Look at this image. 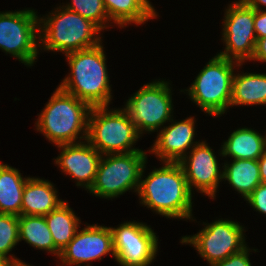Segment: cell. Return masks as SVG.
I'll use <instances>...</instances> for the list:
<instances>
[{
    "label": "cell",
    "mask_w": 266,
    "mask_h": 266,
    "mask_svg": "<svg viewBox=\"0 0 266 266\" xmlns=\"http://www.w3.org/2000/svg\"><path fill=\"white\" fill-rule=\"evenodd\" d=\"M64 7L90 20L101 31L109 27V22L110 25L113 23L107 15L103 0H71Z\"/></svg>",
    "instance_id": "obj_25"
},
{
    "label": "cell",
    "mask_w": 266,
    "mask_h": 266,
    "mask_svg": "<svg viewBox=\"0 0 266 266\" xmlns=\"http://www.w3.org/2000/svg\"><path fill=\"white\" fill-rule=\"evenodd\" d=\"M57 147L62 151L55 159V164L74 178L77 186L88 191L95 180L102 155L87 140Z\"/></svg>",
    "instance_id": "obj_15"
},
{
    "label": "cell",
    "mask_w": 266,
    "mask_h": 266,
    "mask_svg": "<svg viewBox=\"0 0 266 266\" xmlns=\"http://www.w3.org/2000/svg\"><path fill=\"white\" fill-rule=\"evenodd\" d=\"M171 124L163 126L157 134L153 146L149 150L160 161L179 162L200 141H193L195 137V118L187 117L181 121L170 120Z\"/></svg>",
    "instance_id": "obj_16"
},
{
    "label": "cell",
    "mask_w": 266,
    "mask_h": 266,
    "mask_svg": "<svg viewBox=\"0 0 266 266\" xmlns=\"http://www.w3.org/2000/svg\"><path fill=\"white\" fill-rule=\"evenodd\" d=\"M42 110L35 126L49 142L59 146L87 140L91 107L86 102L57 87Z\"/></svg>",
    "instance_id": "obj_3"
},
{
    "label": "cell",
    "mask_w": 266,
    "mask_h": 266,
    "mask_svg": "<svg viewBox=\"0 0 266 266\" xmlns=\"http://www.w3.org/2000/svg\"><path fill=\"white\" fill-rule=\"evenodd\" d=\"M266 105V74L234 73L230 107Z\"/></svg>",
    "instance_id": "obj_20"
},
{
    "label": "cell",
    "mask_w": 266,
    "mask_h": 266,
    "mask_svg": "<svg viewBox=\"0 0 266 266\" xmlns=\"http://www.w3.org/2000/svg\"><path fill=\"white\" fill-rule=\"evenodd\" d=\"M254 31L257 40L266 37V10H255Z\"/></svg>",
    "instance_id": "obj_29"
},
{
    "label": "cell",
    "mask_w": 266,
    "mask_h": 266,
    "mask_svg": "<svg viewBox=\"0 0 266 266\" xmlns=\"http://www.w3.org/2000/svg\"><path fill=\"white\" fill-rule=\"evenodd\" d=\"M18 222L19 242L24 240L30 246L38 250L48 251L59 258L60 252L55 247L44 216L20 215Z\"/></svg>",
    "instance_id": "obj_24"
},
{
    "label": "cell",
    "mask_w": 266,
    "mask_h": 266,
    "mask_svg": "<svg viewBox=\"0 0 266 266\" xmlns=\"http://www.w3.org/2000/svg\"><path fill=\"white\" fill-rule=\"evenodd\" d=\"M39 45V17L34 9L0 12L2 51L31 67L39 54Z\"/></svg>",
    "instance_id": "obj_9"
},
{
    "label": "cell",
    "mask_w": 266,
    "mask_h": 266,
    "mask_svg": "<svg viewBox=\"0 0 266 266\" xmlns=\"http://www.w3.org/2000/svg\"><path fill=\"white\" fill-rule=\"evenodd\" d=\"M103 3L110 21L120 28L129 23L141 25L158 16L149 0H103Z\"/></svg>",
    "instance_id": "obj_19"
},
{
    "label": "cell",
    "mask_w": 266,
    "mask_h": 266,
    "mask_svg": "<svg viewBox=\"0 0 266 266\" xmlns=\"http://www.w3.org/2000/svg\"><path fill=\"white\" fill-rule=\"evenodd\" d=\"M261 182L266 184V152L258 159Z\"/></svg>",
    "instance_id": "obj_31"
},
{
    "label": "cell",
    "mask_w": 266,
    "mask_h": 266,
    "mask_svg": "<svg viewBox=\"0 0 266 266\" xmlns=\"http://www.w3.org/2000/svg\"><path fill=\"white\" fill-rule=\"evenodd\" d=\"M216 155L206 141L196 144L190 152L178 162L185 174L192 192L193 187L208 197L215 199L223 171L219 168Z\"/></svg>",
    "instance_id": "obj_14"
},
{
    "label": "cell",
    "mask_w": 266,
    "mask_h": 266,
    "mask_svg": "<svg viewBox=\"0 0 266 266\" xmlns=\"http://www.w3.org/2000/svg\"><path fill=\"white\" fill-rule=\"evenodd\" d=\"M222 144L220 156L225 158L258 160L266 152L264 136L248 127L234 130Z\"/></svg>",
    "instance_id": "obj_18"
},
{
    "label": "cell",
    "mask_w": 266,
    "mask_h": 266,
    "mask_svg": "<svg viewBox=\"0 0 266 266\" xmlns=\"http://www.w3.org/2000/svg\"><path fill=\"white\" fill-rule=\"evenodd\" d=\"M244 248L242 251L228 256L226 259L215 263L213 266H252L249 255L250 250L256 252L257 249Z\"/></svg>",
    "instance_id": "obj_28"
},
{
    "label": "cell",
    "mask_w": 266,
    "mask_h": 266,
    "mask_svg": "<svg viewBox=\"0 0 266 266\" xmlns=\"http://www.w3.org/2000/svg\"><path fill=\"white\" fill-rule=\"evenodd\" d=\"M44 217L55 247L61 252L75 236L78 228H80L79 223H81V220L67 202H63L58 208L44 215Z\"/></svg>",
    "instance_id": "obj_23"
},
{
    "label": "cell",
    "mask_w": 266,
    "mask_h": 266,
    "mask_svg": "<svg viewBox=\"0 0 266 266\" xmlns=\"http://www.w3.org/2000/svg\"><path fill=\"white\" fill-rule=\"evenodd\" d=\"M242 1L248 7L253 8L255 10H262V6H266V0H242Z\"/></svg>",
    "instance_id": "obj_32"
},
{
    "label": "cell",
    "mask_w": 266,
    "mask_h": 266,
    "mask_svg": "<svg viewBox=\"0 0 266 266\" xmlns=\"http://www.w3.org/2000/svg\"><path fill=\"white\" fill-rule=\"evenodd\" d=\"M266 62V37L256 40L254 53L251 61Z\"/></svg>",
    "instance_id": "obj_30"
},
{
    "label": "cell",
    "mask_w": 266,
    "mask_h": 266,
    "mask_svg": "<svg viewBox=\"0 0 266 266\" xmlns=\"http://www.w3.org/2000/svg\"><path fill=\"white\" fill-rule=\"evenodd\" d=\"M112 254L115 257L113 247V234L110 227L96 224L87 225L78 230L73 239L60 252L59 259L62 265L91 266V261L101 260L104 255Z\"/></svg>",
    "instance_id": "obj_13"
},
{
    "label": "cell",
    "mask_w": 266,
    "mask_h": 266,
    "mask_svg": "<svg viewBox=\"0 0 266 266\" xmlns=\"http://www.w3.org/2000/svg\"><path fill=\"white\" fill-rule=\"evenodd\" d=\"M223 179L245 199L260 184V168L258 160L233 159L224 163Z\"/></svg>",
    "instance_id": "obj_22"
},
{
    "label": "cell",
    "mask_w": 266,
    "mask_h": 266,
    "mask_svg": "<svg viewBox=\"0 0 266 266\" xmlns=\"http://www.w3.org/2000/svg\"><path fill=\"white\" fill-rule=\"evenodd\" d=\"M19 222L18 216L0 213V254L8 258L11 262L20 259L9 254L19 243Z\"/></svg>",
    "instance_id": "obj_26"
},
{
    "label": "cell",
    "mask_w": 266,
    "mask_h": 266,
    "mask_svg": "<svg viewBox=\"0 0 266 266\" xmlns=\"http://www.w3.org/2000/svg\"><path fill=\"white\" fill-rule=\"evenodd\" d=\"M245 200L256 212L266 215V184L260 183Z\"/></svg>",
    "instance_id": "obj_27"
},
{
    "label": "cell",
    "mask_w": 266,
    "mask_h": 266,
    "mask_svg": "<svg viewBox=\"0 0 266 266\" xmlns=\"http://www.w3.org/2000/svg\"><path fill=\"white\" fill-rule=\"evenodd\" d=\"M115 260L121 266H150L158 252V237L142 222L127 221L110 227Z\"/></svg>",
    "instance_id": "obj_12"
},
{
    "label": "cell",
    "mask_w": 266,
    "mask_h": 266,
    "mask_svg": "<svg viewBox=\"0 0 266 266\" xmlns=\"http://www.w3.org/2000/svg\"><path fill=\"white\" fill-rule=\"evenodd\" d=\"M29 177L8 164L0 163V213L21 215L24 185Z\"/></svg>",
    "instance_id": "obj_21"
},
{
    "label": "cell",
    "mask_w": 266,
    "mask_h": 266,
    "mask_svg": "<svg viewBox=\"0 0 266 266\" xmlns=\"http://www.w3.org/2000/svg\"><path fill=\"white\" fill-rule=\"evenodd\" d=\"M264 136L265 150H266V134Z\"/></svg>",
    "instance_id": "obj_35"
},
{
    "label": "cell",
    "mask_w": 266,
    "mask_h": 266,
    "mask_svg": "<svg viewBox=\"0 0 266 266\" xmlns=\"http://www.w3.org/2000/svg\"><path fill=\"white\" fill-rule=\"evenodd\" d=\"M53 183L36 177H29L24 185L21 215L44 216L58 208L63 202L58 199Z\"/></svg>",
    "instance_id": "obj_17"
},
{
    "label": "cell",
    "mask_w": 266,
    "mask_h": 266,
    "mask_svg": "<svg viewBox=\"0 0 266 266\" xmlns=\"http://www.w3.org/2000/svg\"><path fill=\"white\" fill-rule=\"evenodd\" d=\"M92 107L88 117L87 141L101 154L143 151L132 148L141 135L124 108Z\"/></svg>",
    "instance_id": "obj_5"
},
{
    "label": "cell",
    "mask_w": 266,
    "mask_h": 266,
    "mask_svg": "<svg viewBox=\"0 0 266 266\" xmlns=\"http://www.w3.org/2000/svg\"><path fill=\"white\" fill-rule=\"evenodd\" d=\"M163 164L142 179L144 165L137 191L140 203L167 218L193 220V196L181 165L178 162Z\"/></svg>",
    "instance_id": "obj_1"
},
{
    "label": "cell",
    "mask_w": 266,
    "mask_h": 266,
    "mask_svg": "<svg viewBox=\"0 0 266 266\" xmlns=\"http://www.w3.org/2000/svg\"><path fill=\"white\" fill-rule=\"evenodd\" d=\"M169 84L164 80L144 84L127 100L124 109L141 136L145 132H158L172 119V88Z\"/></svg>",
    "instance_id": "obj_8"
},
{
    "label": "cell",
    "mask_w": 266,
    "mask_h": 266,
    "mask_svg": "<svg viewBox=\"0 0 266 266\" xmlns=\"http://www.w3.org/2000/svg\"><path fill=\"white\" fill-rule=\"evenodd\" d=\"M11 261L5 256L0 254V266H9Z\"/></svg>",
    "instance_id": "obj_33"
},
{
    "label": "cell",
    "mask_w": 266,
    "mask_h": 266,
    "mask_svg": "<svg viewBox=\"0 0 266 266\" xmlns=\"http://www.w3.org/2000/svg\"><path fill=\"white\" fill-rule=\"evenodd\" d=\"M104 53L101 42L95 47L66 54L71 72L58 87L91 108L109 106L113 98Z\"/></svg>",
    "instance_id": "obj_2"
},
{
    "label": "cell",
    "mask_w": 266,
    "mask_h": 266,
    "mask_svg": "<svg viewBox=\"0 0 266 266\" xmlns=\"http://www.w3.org/2000/svg\"><path fill=\"white\" fill-rule=\"evenodd\" d=\"M46 17H39V47L44 51L68 54L88 49L102 42L101 30L90 20L64 7H57Z\"/></svg>",
    "instance_id": "obj_4"
},
{
    "label": "cell",
    "mask_w": 266,
    "mask_h": 266,
    "mask_svg": "<svg viewBox=\"0 0 266 266\" xmlns=\"http://www.w3.org/2000/svg\"><path fill=\"white\" fill-rule=\"evenodd\" d=\"M242 64L218 54L204 66L189 89L191 101L209 116L219 117L230 107L234 67Z\"/></svg>",
    "instance_id": "obj_6"
},
{
    "label": "cell",
    "mask_w": 266,
    "mask_h": 266,
    "mask_svg": "<svg viewBox=\"0 0 266 266\" xmlns=\"http://www.w3.org/2000/svg\"><path fill=\"white\" fill-rule=\"evenodd\" d=\"M9 266H31V265L26 264L25 262H23V260H19L11 262Z\"/></svg>",
    "instance_id": "obj_34"
},
{
    "label": "cell",
    "mask_w": 266,
    "mask_h": 266,
    "mask_svg": "<svg viewBox=\"0 0 266 266\" xmlns=\"http://www.w3.org/2000/svg\"><path fill=\"white\" fill-rule=\"evenodd\" d=\"M232 3L225 9L222 23L221 39L226 47L218 55L242 64L246 60L251 61L255 49V9L248 7L242 0Z\"/></svg>",
    "instance_id": "obj_11"
},
{
    "label": "cell",
    "mask_w": 266,
    "mask_h": 266,
    "mask_svg": "<svg viewBox=\"0 0 266 266\" xmlns=\"http://www.w3.org/2000/svg\"><path fill=\"white\" fill-rule=\"evenodd\" d=\"M146 162L145 151L102 155L95 180L88 191L108 200L132 189L137 193Z\"/></svg>",
    "instance_id": "obj_7"
},
{
    "label": "cell",
    "mask_w": 266,
    "mask_h": 266,
    "mask_svg": "<svg viewBox=\"0 0 266 266\" xmlns=\"http://www.w3.org/2000/svg\"><path fill=\"white\" fill-rule=\"evenodd\" d=\"M203 224L206 226L201 231L193 236H183L180 242L194 246L210 266L248 246L245 243V227L236 221L221 218Z\"/></svg>",
    "instance_id": "obj_10"
}]
</instances>
